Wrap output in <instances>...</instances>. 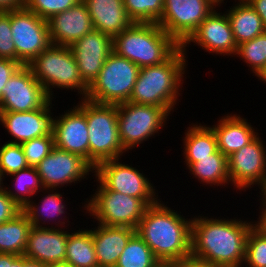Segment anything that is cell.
<instances>
[{
    "instance_id": "cell-40",
    "label": "cell",
    "mask_w": 266,
    "mask_h": 267,
    "mask_svg": "<svg viewBox=\"0 0 266 267\" xmlns=\"http://www.w3.org/2000/svg\"><path fill=\"white\" fill-rule=\"evenodd\" d=\"M21 210L4 189L0 191V224L12 219Z\"/></svg>"
},
{
    "instance_id": "cell-10",
    "label": "cell",
    "mask_w": 266,
    "mask_h": 267,
    "mask_svg": "<svg viewBox=\"0 0 266 267\" xmlns=\"http://www.w3.org/2000/svg\"><path fill=\"white\" fill-rule=\"evenodd\" d=\"M120 160L113 159L99 163L94 168L95 174H93L97 183L107 190L143 199L149 206L157 203L160 198L148 177L132 165L121 163Z\"/></svg>"
},
{
    "instance_id": "cell-47",
    "label": "cell",
    "mask_w": 266,
    "mask_h": 267,
    "mask_svg": "<svg viewBox=\"0 0 266 267\" xmlns=\"http://www.w3.org/2000/svg\"><path fill=\"white\" fill-rule=\"evenodd\" d=\"M23 267H46L45 264L33 260H28L23 256Z\"/></svg>"
},
{
    "instance_id": "cell-9",
    "label": "cell",
    "mask_w": 266,
    "mask_h": 267,
    "mask_svg": "<svg viewBox=\"0 0 266 267\" xmlns=\"http://www.w3.org/2000/svg\"><path fill=\"white\" fill-rule=\"evenodd\" d=\"M170 114L162 107L125 102L117 105L120 141L128 152L155 137L165 126ZM160 130V131H159Z\"/></svg>"
},
{
    "instance_id": "cell-13",
    "label": "cell",
    "mask_w": 266,
    "mask_h": 267,
    "mask_svg": "<svg viewBox=\"0 0 266 267\" xmlns=\"http://www.w3.org/2000/svg\"><path fill=\"white\" fill-rule=\"evenodd\" d=\"M259 134L240 150L228 157L230 184L239 191H246L257 185L259 189L266 182V149ZM260 185V186H259Z\"/></svg>"
},
{
    "instance_id": "cell-32",
    "label": "cell",
    "mask_w": 266,
    "mask_h": 267,
    "mask_svg": "<svg viewBox=\"0 0 266 267\" xmlns=\"http://www.w3.org/2000/svg\"><path fill=\"white\" fill-rule=\"evenodd\" d=\"M162 263L135 233L128 241L115 267H159Z\"/></svg>"
},
{
    "instance_id": "cell-27",
    "label": "cell",
    "mask_w": 266,
    "mask_h": 267,
    "mask_svg": "<svg viewBox=\"0 0 266 267\" xmlns=\"http://www.w3.org/2000/svg\"><path fill=\"white\" fill-rule=\"evenodd\" d=\"M185 130L183 141L186 168H189L198 158L210 157L218 150L217 138L213 129L205 124L190 125Z\"/></svg>"
},
{
    "instance_id": "cell-49",
    "label": "cell",
    "mask_w": 266,
    "mask_h": 267,
    "mask_svg": "<svg viewBox=\"0 0 266 267\" xmlns=\"http://www.w3.org/2000/svg\"><path fill=\"white\" fill-rule=\"evenodd\" d=\"M0 267H6V253H0Z\"/></svg>"
},
{
    "instance_id": "cell-26",
    "label": "cell",
    "mask_w": 266,
    "mask_h": 267,
    "mask_svg": "<svg viewBox=\"0 0 266 267\" xmlns=\"http://www.w3.org/2000/svg\"><path fill=\"white\" fill-rule=\"evenodd\" d=\"M225 13L230 21L237 46L265 32L262 19L247 1H238Z\"/></svg>"
},
{
    "instance_id": "cell-53",
    "label": "cell",
    "mask_w": 266,
    "mask_h": 267,
    "mask_svg": "<svg viewBox=\"0 0 266 267\" xmlns=\"http://www.w3.org/2000/svg\"><path fill=\"white\" fill-rule=\"evenodd\" d=\"M217 3H218V7H221V5H222V0H217Z\"/></svg>"
},
{
    "instance_id": "cell-7",
    "label": "cell",
    "mask_w": 266,
    "mask_h": 267,
    "mask_svg": "<svg viewBox=\"0 0 266 267\" xmlns=\"http://www.w3.org/2000/svg\"><path fill=\"white\" fill-rule=\"evenodd\" d=\"M140 68L114 51L107 57L97 78L88 87L86 99L118 105L128 102Z\"/></svg>"
},
{
    "instance_id": "cell-8",
    "label": "cell",
    "mask_w": 266,
    "mask_h": 267,
    "mask_svg": "<svg viewBox=\"0 0 266 267\" xmlns=\"http://www.w3.org/2000/svg\"><path fill=\"white\" fill-rule=\"evenodd\" d=\"M96 190L83 206L88 216L91 214L101 225L137 229L149 207L143 199L107 190L100 183Z\"/></svg>"
},
{
    "instance_id": "cell-4",
    "label": "cell",
    "mask_w": 266,
    "mask_h": 267,
    "mask_svg": "<svg viewBox=\"0 0 266 267\" xmlns=\"http://www.w3.org/2000/svg\"><path fill=\"white\" fill-rule=\"evenodd\" d=\"M180 47L157 23H133L113 38V51L139 68L164 63Z\"/></svg>"
},
{
    "instance_id": "cell-36",
    "label": "cell",
    "mask_w": 266,
    "mask_h": 267,
    "mask_svg": "<svg viewBox=\"0 0 266 267\" xmlns=\"http://www.w3.org/2000/svg\"><path fill=\"white\" fill-rule=\"evenodd\" d=\"M0 146V171L4 179L29 167L21 144L5 142Z\"/></svg>"
},
{
    "instance_id": "cell-23",
    "label": "cell",
    "mask_w": 266,
    "mask_h": 267,
    "mask_svg": "<svg viewBox=\"0 0 266 267\" xmlns=\"http://www.w3.org/2000/svg\"><path fill=\"white\" fill-rule=\"evenodd\" d=\"M91 17L93 28L114 38L130 27V19L124 6V0H82Z\"/></svg>"
},
{
    "instance_id": "cell-51",
    "label": "cell",
    "mask_w": 266,
    "mask_h": 267,
    "mask_svg": "<svg viewBox=\"0 0 266 267\" xmlns=\"http://www.w3.org/2000/svg\"><path fill=\"white\" fill-rule=\"evenodd\" d=\"M3 180H4V177L2 176L1 171H0V191L3 190L5 187Z\"/></svg>"
},
{
    "instance_id": "cell-33",
    "label": "cell",
    "mask_w": 266,
    "mask_h": 267,
    "mask_svg": "<svg viewBox=\"0 0 266 267\" xmlns=\"http://www.w3.org/2000/svg\"><path fill=\"white\" fill-rule=\"evenodd\" d=\"M244 266L266 267V226L259 220L247 236Z\"/></svg>"
},
{
    "instance_id": "cell-30",
    "label": "cell",
    "mask_w": 266,
    "mask_h": 267,
    "mask_svg": "<svg viewBox=\"0 0 266 267\" xmlns=\"http://www.w3.org/2000/svg\"><path fill=\"white\" fill-rule=\"evenodd\" d=\"M189 173L194 175L203 185L228 186L230 184L228 171V157L223 155L219 149L210 157L198 158L189 168Z\"/></svg>"
},
{
    "instance_id": "cell-31",
    "label": "cell",
    "mask_w": 266,
    "mask_h": 267,
    "mask_svg": "<svg viewBox=\"0 0 266 267\" xmlns=\"http://www.w3.org/2000/svg\"><path fill=\"white\" fill-rule=\"evenodd\" d=\"M10 176L12 181L14 180L11 183L15 189L11 188V190L8 185L4 187V190L21 209L31 201L34 195L37 196L36 193L44 189L36 167L29 166Z\"/></svg>"
},
{
    "instance_id": "cell-28",
    "label": "cell",
    "mask_w": 266,
    "mask_h": 267,
    "mask_svg": "<svg viewBox=\"0 0 266 267\" xmlns=\"http://www.w3.org/2000/svg\"><path fill=\"white\" fill-rule=\"evenodd\" d=\"M32 226L23 210L0 224V253L23 256Z\"/></svg>"
},
{
    "instance_id": "cell-22",
    "label": "cell",
    "mask_w": 266,
    "mask_h": 267,
    "mask_svg": "<svg viewBox=\"0 0 266 267\" xmlns=\"http://www.w3.org/2000/svg\"><path fill=\"white\" fill-rule=\"evenodd\" d=\"M98 225L92 230L98 265L99 267H115L136 230L126 226Z\"/></svg>"
},
{
    "instance_id": "cell-29",
    "label": "cell",
    "mask_w": 266,
    "mask_h": 267,
    "mask_svg": "<svg viewBox=\"0 0 266 267\" xmlns=\"http://www.w3.org/2000/svg\"><path fill=\"white\" fill-rule=\"evenodd\" d=\"M72 267H99L92 237V229L68 232L65 262Z\"/></svg>"
},
{
    "instance_id": "cell-2",
    "label": "cell",
    "mask_w": 266,
    "mask_h": 267,
    "mask_svg": "<svg viewBox=\"0 0 266 267\" xmlns=\"http://www.w3.org/2000/svg\"><path fill=\"white\" fill-rule=\"evenodd\" d=\"M160 200L149 206L136 233L162 264H178L191 258L192 217L184 218Z\"/></svg>"
},
{
    "instance_id": "cell-11",
    "label": "cell",
    "mask_w": 266,
    "mask_h": 267,
    "mask_svg": "<svg viewBox=\"0 0 266 267\" xmlns=\"http://www.w3.org/2000/svg\"><path fill=\"white\" fill-rule=\"evenodd\" d=\"M217 6V0H164L157 24L182 46Z\"/></svg>"
},
{
    "instance_id": "cell-41",
    "label": "cell",
    "mask_w": 266,
    "mask_h": 267,
    "mask_svg": "<svg viewBox=\"0 0 266 267\" xmlns=\"http://www.w3.org/2000/svg\"><path fill=\"white\" fill-rule=\"evenodd\" d=\"M20 66L21 64L17 61L0 58V100L2 97V88Z\"/></svg>"
},
{
    "instance_id": "cell-39",
    "label": "cell",
    "mask_w": 266,
    "mask_h": 267,
    "mask_svg": "<svg viewBox=\"0 0 266 267\" xmlns=\"http://www.w3.org/2000/svg\"><path fill=\"white\" fill-rule=\"evenodd\" d=\"M0 58L16 61V48L11 31V11L0 12Z\"/></svg>"
},
{
    "instance_id": "cell-3",
    "label": "cell",
    "mask_w": 266,
    "mask_h": 267,
    "mask_svg": "<svg viewBox=\"0 0 266 267\" xmlns=\"http://www.w3.org/2000/svg\"><path fill=\"white\" fill-rule=\"evenodd\" d=\"M186 54L180 47L164 63L140 68L128 102L162 107L171 114L181 95L179 92L187 71Z\"/></svg>"
},
{
    "instance_id": "cell-24",
    "label": "cell",
    "mask_w": 266,
    "mask_h": 267,
    "mask_svg": "<svg viewBox=\"0 0 266 267\" xmlns=\"http://www.w3.org/2000/svg\"><path fill=\"white\" fill-rule=\"evenodd\" d=\"M232 114L222 116L216 125L210 126L215 132L219 151L226 157L240 150L258 135L247 119L237 113Z\"/></svg>"
},
{
    "instance_id": "cell-48",
    "label": "cell",
    "mask_w": 266,
    "mask_h": 267,
    "mask_svg": "<svg viewBox=\"0 0 266 267\" xmlns=\"http://www.w3.org/2000/svg\"><path fill=\"white\" fill-rule=\"evenodd\" d=\"M256 77H258L259 80L263 81L266 84V67L260 71Z\"/></svg>"
},
{
    "instance_id": "cell-15",
    "label": "cell",
    "mask_w": 266,
    "mask_h": 267,
    "mask_svg": "<svg viewBox=\"0 0 266 267\" xmlns=\"http://www.w3.org/2000/svg\"><path fill=\"white\" fill-rule=\"evenodd\" d=\"M36 168L43 187L51 189L78 183L89 176V172L94 173V168L81 156L56 147Z\"/></svg>"
},
{
    "instance_id": "cell-18",
    "label": "cell",
    "mask_w": 266,
    "mask_h": 267,
    "mask_svg": "<svg viewBox=\"0 0 266 267\" xmlns=\"http://www.w3.org/2000/svg\"><path fill=\"white\" fill-rule=\"evenodd\" d=\"M79 75L89 87L97 78L107 57L113 52V38L93 29L70 46Z\"/></svg>"
},
{
    "instance_id": "cell-6",
    "label": "cell",
    "mask_w": 266,
    "mask_h": 267,
    "mask_svg": "<svg viewBox=\"0 0 266 267\" xmlns=\"http://www.w3.org/2000/svg\"><path fill=\"white\" fill-rule=\"evenodd\" d=\"M28 66L34 78L44 87L52 100L53 88L71 89L74 92L77 90L82 96L81 99L88 93V86L79 75L78 65L70 46L51 44L28 63Z\"/></svg>"
},
{
    "instance_id": "cell-54",
    "label": "cell",
    "mask_w": 266,
    "mask_h": 267,
    "mask_svg": "<svg viewBox=\"0 0 266 267\" xmlns=\"http://www.w3.org/2000/svg\"><path fill=\"white\" fill-rule=\"evenodd\" d=\"M261 222L266 226V217Z\"/></svg>"
},
{
    "instance_id": "cell-5",
    "label": "cell",
    "mask_w": 266,
    "mask_h": 267,
    "mask_svg": "<svg viewBox=\"0 0 266 267\" xmlns=\"http://www.w3.org/2000/svg\"><path fill=\"white\" fill-rule=\"evenodd\" d=\"M76 105L85 115L89 135V164L95 168L106 160L121 159L126 153L120 141L117 105L97 103L86 98Z\"/></svg>"
},
{
    "instance_id": "cell-50",
    "label": "cell",
    "mask_w": 266,
    "mask_h": 267,
    "mask_svg": "<svg viewBox=\"0 0 266 267\" xmlns=\"http://www.w3.org/2000/svg\"><path fill=\"white\" fill-rule=\"evenodd\" d=\"M46 267H72L66 263L47 264Z\"/></svg>"
},
{
    "instance_id": "cell-42",
    "label": "cell",
    "mask_w": 266,
    "mask_h": 267,
    "mask_svg": "<svg viewBox=\"0 0 266 267\" xmlns=\"http://www.w3.org/2000/svg\"><path fill=\"white\" fill-rule=\"evenodd\" d=\"M246 1L262 19L263 26L266 32V0H246Z\"/></svg>"
},
{
    "instance_id": "cell-21",
    "label": "cell",
    "mask_w": 266,
    "mask_h": 267,
    "mask_svg": "<svg viewBox=\"0 0 266 267\" xmlns=\"http://www.w3.org/2000/svg\"><path fill=\"white\" fill-rule=\"evenodd\" d=\"M51 44L71 46L93 28L85 3L81 0L70 9L52 16L48 20Z\"/></svg>"
},
{
    "instance_id": "cell-52",
    "label": "cell",
    "mask_w": 266,
    "mask_h": 267,
    "mask_svg": "<svg viewBox=\"0 0 266 267\" xmlns=\"http://www.w3.org/2000/svg\"><path fill=\"white\" fill-rule=\"evenodd\" d=\"M159 267H179V263L178 264H161Z\"/></svg>"
},
{
    "instance_id": "cell-17",
    "label": "cell",
    "mask_w": 266,
    "mask_h": 267,
    "mask_svg": "<svg viewBox=\"0 0 266 267\" xmlns=\"http://www.w3.org/2000/svg\"><path fill=\"white\" fill-rule=\"evenodd\" d=\"M52 101L50 99L42 108L29 112L0 111V124L15 139L8 142L22 144L34 138L53 135L55 117L51 112Z\"/></svg>"
},
{
    "instance_id": "cell-14",
    "label": "cell",
    "mask_w": 266,
    "mask_h": 267,
    "mask_svg": "<svg viewBox=\"0 0 266 267\" xmlns=\"http://www.w3.org/2000/svg\"><path fill=\"white\" fill-rule=\"evenodd\" d=\"M50 100L28 65H21L2 88L0 111L29 112Z\"/></svg>"
},
{
    "instance_id": "cell-19",
    "label": "cell",
    "mask_w": 266,
    "mask_h": 267,
    "mask_svg": "<svg viewBox=\"0 0 266 267\" xmlns=\"http://www.w3.org/2000/svg\"><path fill=\"white\" fill-rule=\"evenodd\" d=\"M72 108L54 118L55 147L77 154L89 163V135L86 115L77 106Z\"/></svg>"
},
{
    "instance_id": "cell-43",
    "label": "cell",
    "mask_w": 266,
    "mask_h": 267,
    "mask_svg": "<svg viewBox=\"0 0 266 267\" xmlns=\"http://www.w3.org/2000/svg\"><path fill=\"white\" fill-rule=\"evenodd\" d=\"M25 7V0H0V12H7Z\"/></svg>"
},
{
    "instance_id": "cell-37",
    "label": "cell",
    "mask_w": 266,
    "mask_h": 267,
    "mask_svg": "<svg viewBox=\"0 0 266 267\" xmlns=\"http://www.w3.org/2000/svg\"><path fill=\"white\" fill-rule=\"evenodd\" d=\"M28 166L36 167L55 147L54 135L34 138L21 144Z\"/></svg>"
},
{
    "instance_id": "cell-34",
    "label": "cell",
    "mask_w": 266,
    "mask_h": 267,
    "mask_svg": "<svg viewBox=\"0 0 266 267\" xmlns=\"http://www.w3.org/2000/svg\"><path fill=\"white\" fill-rule=\"evenodd\" d=\"M236 55L250 67L253 76H256L266 67V32L238 45Z\"/></svg>"
},
{
    "instance_id": "cell-35",
    "label": "cell",
    "mask_w": 266,
    "mask_h": 267,
    "mask_svg": "<svg viewBox=\"0 0 266 267\" xmlns=\"http://www.w3.org/2000/svg\"><path fill=\"white\" fill-rule=\"evenodd\" d=\"M164 0H124L128 16L134 23H158Z\"/></svg>"
},
{
    "instance_id": "cell-44",
    "label": "cell",
    "mask_w": 266,
    "mask_h": 267,
    "mask_svg": "<svg viewBox=\"0 0 266 267\" xmlns=\"http://www.w3.org/2000/svg\"><path fill=\"white\" fill-rule=\"evenodd\" d=\"M6 267H23V256L6 254Z\"/></svg>"
},
{
    "instance_id": "cell-45",
    "label": "cell",
    "mask_w": 266,
    "mask_h": 267,
    "mask_svg": "<svg viewBox=\"0 0 266 267\" xmlns=\"http://www.w3.org/2000/svg\"><path fill=\"white\" fill-rule=\"evenodd\" d=\"M260 190H261V193H260L261 199L260 200L262 201V203H260V204H262L260 206V208H262V209H260V215H259L258 220L262 221L266 217V182L260 188Z\"/></svg>"
},
{
    "instance_id": "cell-1",
    "label": "cell",
    "mask_w": 266,
    "mask_h": 267,
    "mask_svg": "<svg viewBox=\"0 0 266 267\" xmlns=\"http://www.w3.org/2000/svg\"><path fill=\"white\" fill-rule=\"evenodd\" d=\"M257 221L194 216L191 224V258L218 267H242L246 240Z\"/></svg>"
},
{
    "instance_id": "cell-16",
    "label": "cell",
    "mask_w": 266,
    "mask_h": 267,
    "mask_svg": "<svg viewBox=\"0 0 266 267\" xmlns=\"http://www.w3.org/2000/svg\"><path fill=\"white\" fill-rule=\"evenodd\" d=\"M191 42L204 49L205 52L215 55L235 56L237 44L234 39L230 21L227 14L213 10L199 25L197 30L181 46L184 51Z\"/></svg>"
},
{
    "instance_id": "cell-20",
    "label": "cell",
    "mask_w": 266,
    "mask_h": 267,
    "mask_svg": "<svg viewBox=\"0 0 266 267\" xmlns=\"http://www.w3.org/2000/svg\"><path fill=\"white\" fill-rule=\"evenodd\" d=\"M64 229L56 226H32L23 256L45 265L64 263L68 231H70Z\"/></svg>"
},
{
    "instance_id": "cell-12",
    "label": "cell",
    "mask_w": 266,
    "mask_h": 267,
    "mask_svg": "<svg viewBox=\"0 0 266 267\" xmlns=\"http://www.w3.org/2000/svg\"><path fill=\"white\" fill-rule=\"evenodd\" d=\"M11 31L16 61L21 65H28L51 45L48 21L25 7L11 11Z\"/></svg>"
},
{
    "instance_id": "cell-38",
    "label": "cell",
    "mask_w": 266,
    "mask_h": 267,
    "mask_svg": "<svg viewBox=\"0 0 266 267\" xmlns=\"http://www.w3.org/2000/svg\"><path fill=\"white\" fill-rule=\"evenodd\" d=\"M81 0H25V8L38 17L49 20L52 16L75 6Z\"/></svg>"
},
{
    "instance_id": "cell-25",
    "label": "cell",
    "mask_w": 266,
    "mask_h": 267,
    "mask_svg": "<svg viewBox=\"0 0 266 267\" xmlns=\"http://www.w3.org/2000/svg\"><path fill=\"white\" fill-rule=\"evenodd\" d=\"M56 189H51V188H44L41 192L45 193V195H42L44 197H42L41 202H38L39 204L37 205V203L35 202V200L33 201V199L22 209L26 215L29 218V221L31 222V224L34 227H50L49 224L50 222L55 221V225L62 228L65 227V218L63 215L65 213H67V208L64 204V197H63V193H59V192H55ZM45 191V192H44ZM47 192V193H46ZM48 194V195H46ZM41 203V204H40ZM60 216V219H59ZM64 217V218H62ZM56 218V219H55ZM59 219V221H58ZM64 219V220H63ZM51 220V221H50ZM53 220V221H52ZM56 220L58 222H56ZM60 220H63L60 221ZM43 221V222H42ZM50 221V222H49ZM47 225H45L46 223ZM49 222V223H48ZM58 223V224H56ZM44 224V226H43Z\"/></svg>"
},
{
    "instance_id": "cell-46",
    "label": "cell",
    "mask_w": 266,
    "mask_h": 267,
    "mask_svg": "<svg viewBox=\"0 0 266 267\" xmlns=\"http://www.w3.org/2000/svg\"><path fill=\"white\" fill-rule=\"evenodd\" d=\"M179 267H218V266L208 265V264L200 263L198 261L189 259L182 263H179Z\"/></svg>"
}]
</instances>
